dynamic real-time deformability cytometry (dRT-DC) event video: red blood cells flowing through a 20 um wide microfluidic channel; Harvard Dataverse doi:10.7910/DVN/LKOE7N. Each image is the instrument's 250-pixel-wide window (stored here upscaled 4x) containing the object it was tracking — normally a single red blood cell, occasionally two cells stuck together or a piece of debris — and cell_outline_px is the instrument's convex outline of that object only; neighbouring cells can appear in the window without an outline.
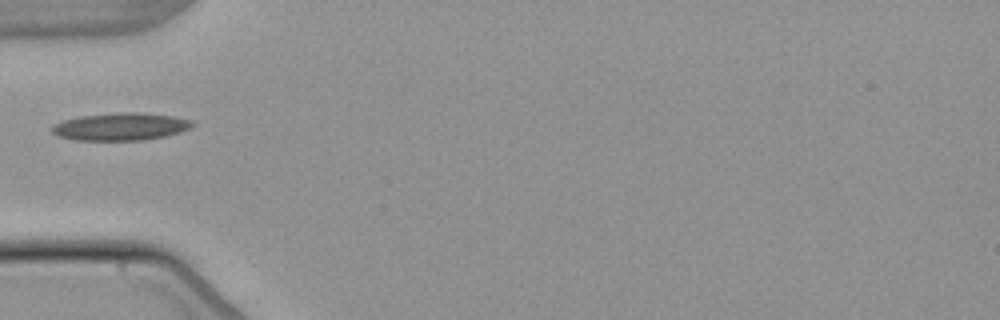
{"species": "common noctule bat (a hibernating species)", "species_latin": "Nyctalus noctula", "temperature_condition": "warm", "stored_images_in_passage": 3, "camera_frame_rate_fps": 3000, "um_per_image_px": 0.085, "animal": {"sex": "male", "body_mass_g": 21.5, "forearm_length_mm": 52.0}, "frame": {"image": 1, "passage_image": 3, "time_ms": 2.333, "image_size_px": [1000, 320], "cell_outline_px": [[196, 124], [180, 132], [164, 136], [144, 140], [76, 140], [60, 136], [52, 132], [48, 128], [52, 124], [64, 120], [80, 116], [120, 112], [140, 112], [172, 116], [192, 120]], "centroid_in_image_um": [10.23, 10.76], "position_along_channel_um": 74.8, "area_um2": 22.54}}